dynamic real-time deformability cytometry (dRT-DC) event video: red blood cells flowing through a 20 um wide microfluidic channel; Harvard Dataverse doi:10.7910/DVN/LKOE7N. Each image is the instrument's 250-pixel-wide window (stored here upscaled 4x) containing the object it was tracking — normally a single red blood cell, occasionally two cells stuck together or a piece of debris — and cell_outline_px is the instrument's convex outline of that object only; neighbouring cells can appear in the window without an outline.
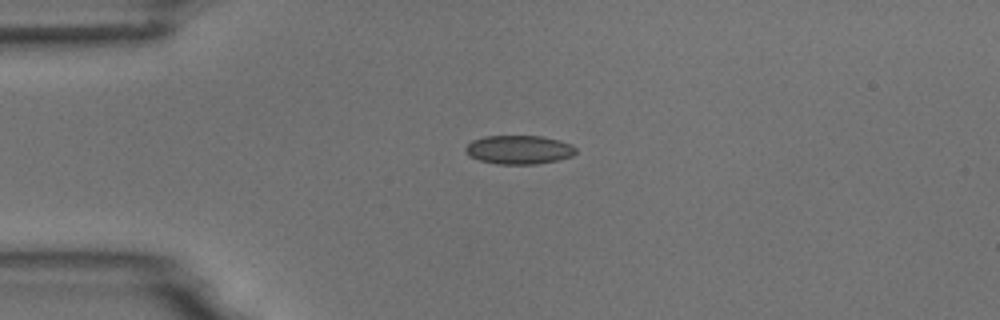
{"species": "common noctule bat (a hibernating species)", "species_latin": "Nyctalus noctula", "temperature_condition": "room temperature", "stored_images_in_passage": 5, "camera_frame_rate_fps": 3000, "um_per_image_px": 0.085, "animal": {"sex": "male", "body_mass_g": 18.8}, "frame": {"image": 1, "passage_image": 1, "time_ms": 0.0, "image_size_px": [1000, 320], "cell_outline_px": [[576, 152], [572, 156], [556, 160], [536, 164], [496, 164], [480, 160], [472, 156], [464, 148], [472, 140], [484, 136], [544, 136], [560, 140], [572, 144], [576, 148]], "centroid_in_image_um": [44.15, 12.71], "position_along_channel_um": 40.9, "area_um2": 18.44}}